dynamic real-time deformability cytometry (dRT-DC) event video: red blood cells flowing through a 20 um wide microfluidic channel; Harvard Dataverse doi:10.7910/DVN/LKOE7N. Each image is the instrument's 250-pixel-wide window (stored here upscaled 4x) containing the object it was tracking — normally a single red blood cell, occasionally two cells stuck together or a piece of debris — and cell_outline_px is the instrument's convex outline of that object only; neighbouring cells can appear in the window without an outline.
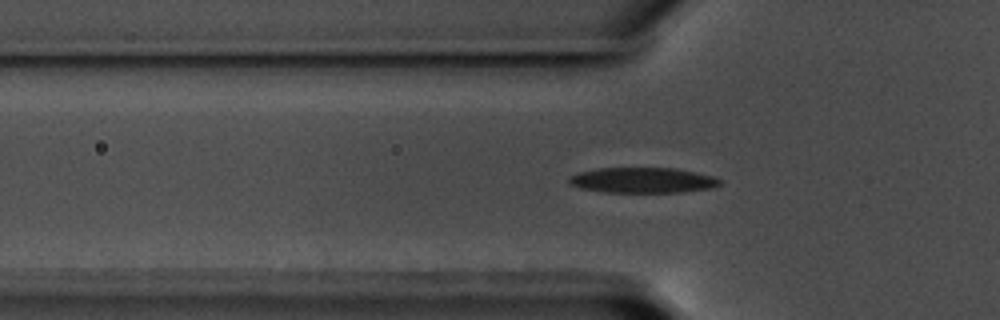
{"species": "common noctule bat (a hibernating species)", "species_latin": "Nyctalus noctula", "temperature_condition": "warm", "stored_images_in_passage": 48, "camera_frame_rate_fps": 3000, "um_per_image_px": 0.085, "animal": {"sex": "male", "body_mass_g": 17.5, "forearm_length_mm": 52.3}, "frame": {"image": 1, "passage_image": 9, "time_ms": 2.667, "image_size_px": [1000, 320], "cell_outline_px": [[724, 180], [720, 184], [708, 188], [680, 192], [604, 192], [580, 188], [568, 184], [568, 176], [580, 172], [596, 168], [676, 168], [696, 172], [712, 176]], "centroid_in_image_um": [54.59, 15.31], "position_along_channel_um": 71.2, "area_um2": 22.37}}
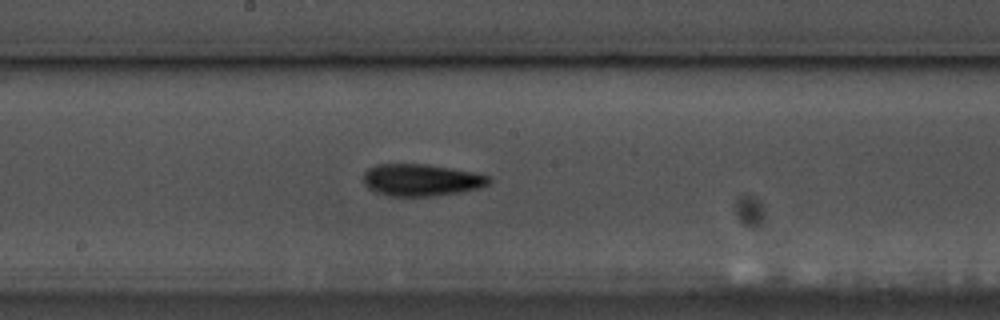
{"frame": {"image": 2, "passage_image": 21, "time_ms": 6.667, "image_size_px": [1000, 320], "cell_outline_px": [[492, 180], [488, 184], [480, 188], [460, 192], [432, 196], [388, 196], [376, 192], [368, 188], [364, 184], [364, 172], [368, 168], [376, 164], [428, 164], [452, 168], [472, 172], [488, 176]], "centroid_in_image_um": [35.79, 15.3], "position_along_channel_um": 212.4, "area_um2": 23.47}}
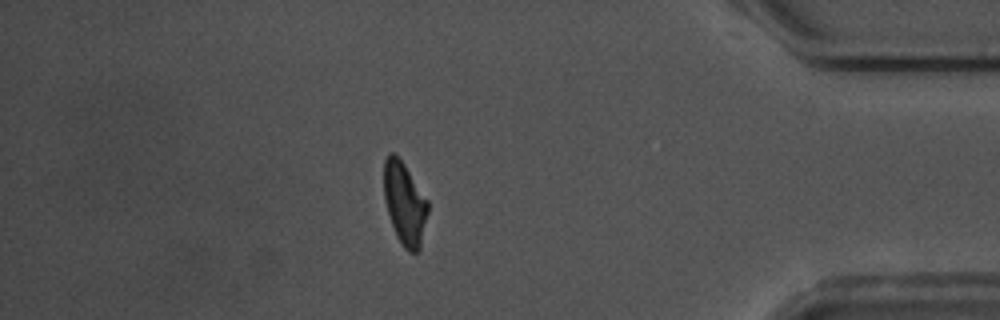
{"frame": {"image": 3, "passage_image": 40, "time_ms": 13.0, "image_size_px": [1000, 320], "cell_outline_px": [[428, 212], [420, 248], [416, 252], [408, 252], [404, 248], [396, 236], [384, 200], [384, 160], [388, 152], [392, 152], [404, 164], [428, 200]], "centroid_in_image_um": [34.39, 17.3], "position_along_channel_um": 400.8, "area_um2": 21.04}, "authors_computed_cell_mechanics": {"area_um2": 21.9062, "velocity_mm_per_s": 3.5419, "shape_relaxation_time_tau1_ms": 3.12, "shape_relaxation_time_tau2_ms": 4.1839, "deformation_change_tau1": 0.1451, "deformation_change_tau2": 0.1297}}